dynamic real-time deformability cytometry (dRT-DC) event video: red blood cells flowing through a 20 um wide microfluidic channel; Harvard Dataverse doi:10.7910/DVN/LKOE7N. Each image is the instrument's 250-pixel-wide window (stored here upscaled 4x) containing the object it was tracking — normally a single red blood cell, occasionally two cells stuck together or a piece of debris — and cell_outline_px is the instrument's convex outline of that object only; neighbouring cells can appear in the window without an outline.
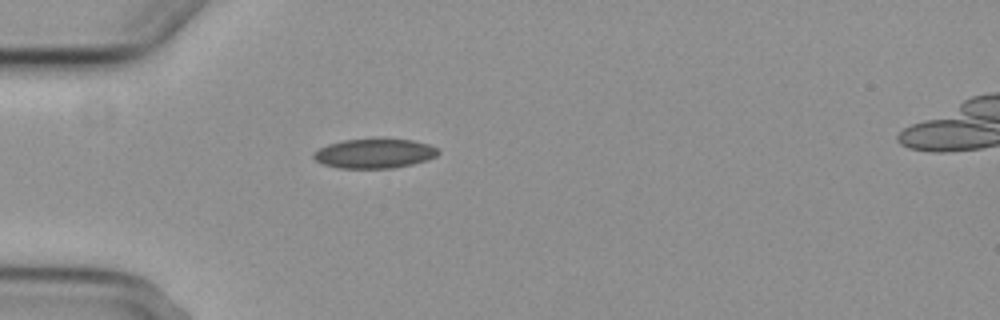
{"species": "common noctule bat (a hibernating species)", "species_latin": "Nyctalus noctula", "temperature_condition": "cold", "stored_images_in_passage": 2, "camera_frame_rate_fps": 3000, "um_per_image_px": 0.085, "animal": {"sex": "female", "body_mass_g": 29.2, "forearm_length_mm": 56.3}, "frame": {"image": 1, "passage_image": 1, "time_ms": 0.0, "image_size_px": [1000, 320], "cell_outline_px": [[440, 152], [436, 156], [428, 160], [412, 164], [392, 168], [340, 168], [320, 164], [312, 156], [312, 152], [328, 144], [344, 140], [380, 136], [412, 140], [428, 144], [436, 148]], "centroid_in_image_um": [31.82, 13.01], "position_along_channel_um": 53.2, "area_um2": 22.14}}